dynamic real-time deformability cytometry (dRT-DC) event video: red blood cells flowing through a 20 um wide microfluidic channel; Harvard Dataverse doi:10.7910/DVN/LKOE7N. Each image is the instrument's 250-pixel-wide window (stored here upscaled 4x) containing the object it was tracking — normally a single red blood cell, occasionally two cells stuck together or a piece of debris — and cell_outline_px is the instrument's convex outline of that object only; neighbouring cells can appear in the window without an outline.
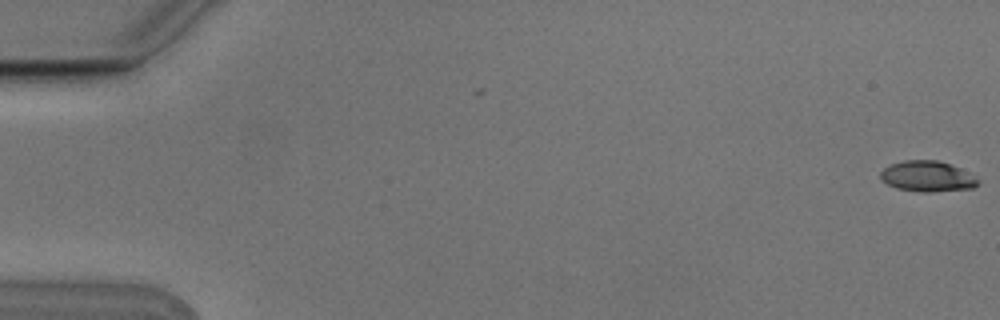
{"species": "Egyptian fruit bat (a non-hibernating species)", "species_latin": "Rousettus aegyptiacus", "temperature_condition": "cold", "stored_images_in_passage": 10, "camera_frame_rate_fps": 3000, "um_per_image_px": 0.085, "animal": {"sex": "male"}, "frame": {"image": 1, "passage_image": 1, "time_ms": 0.0, "image_size_px": [1000, 320], "cell_outline_px": [[980, 184], [972, 188], [932, 192], [920, 192], [896, 188], [880, 180], [880, 172], [884, 168], [892, 164], [904, 160], [936, 160], [960, 168], [976, 176], [980, 180]], "centroid_in_image_um": [78.84, 15.0], "position_along_channel_um": 6.2, "area_um2": 17.51}}
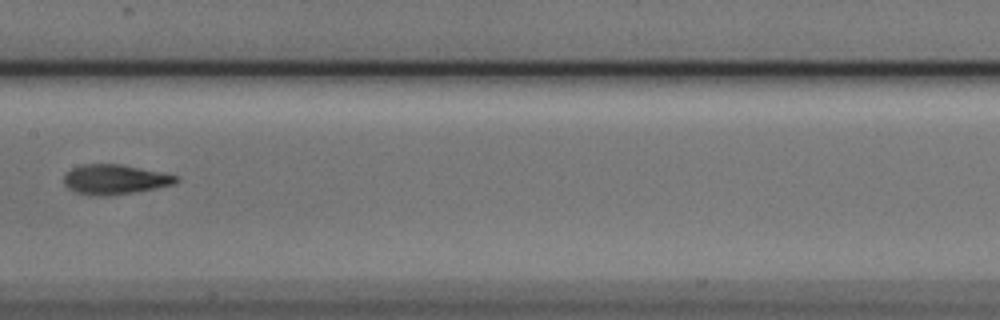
{"frame": {"image": 2, "passage_image": 9, "time_ms": 2.667, "image_size_px": [1000, 320], "cell_outline_px": [[180, 180], [176, 184], [156, 188], [132, 192], [96, 196], [76, 192], [68, 188], [64, 184], [64, 172], [72, 168], [84, 164], [120, 164], [164, 172], [180, 176]], "centroid_in_image_um": [9.8, 15.23], "position_along_channel_um": 197.6, "area_um2": 19.54}}
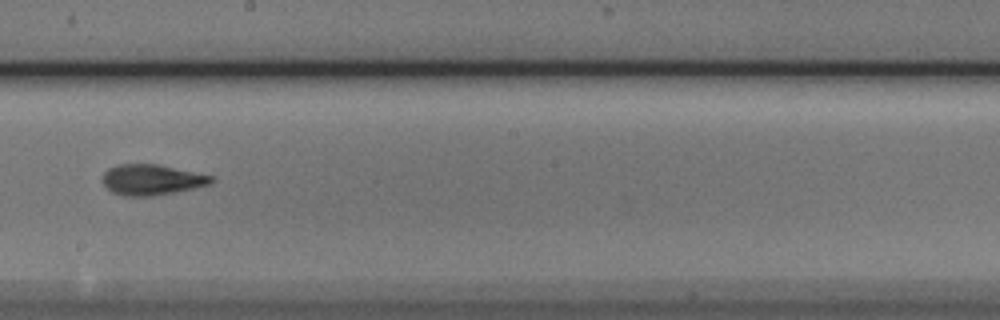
{"frame": {"image": 3, "passage_image": 10, "time_ms": 3.0, "image_size_px": [1000, 320], "cell_outline_px": [[212, 184], [152, 196], [124, 196], [112, 192], [100, 180], [100, 176], [108, 168], [116, 164], [156, 164], [212, 176]], "centroid_in_image_um": [12.8, 15.27], "position_along_channel_um": 235.4, "area_um2": 19.25}}